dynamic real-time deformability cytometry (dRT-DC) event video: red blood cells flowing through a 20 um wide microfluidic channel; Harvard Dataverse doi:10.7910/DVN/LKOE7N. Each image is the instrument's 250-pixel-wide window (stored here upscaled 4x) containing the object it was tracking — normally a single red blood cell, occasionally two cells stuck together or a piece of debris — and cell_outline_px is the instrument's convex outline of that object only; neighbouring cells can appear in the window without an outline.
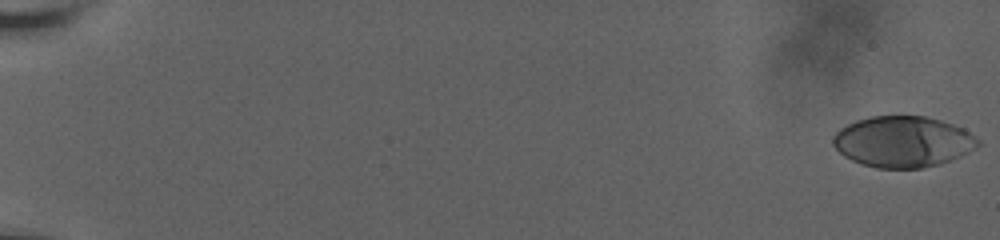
{"species": "human", "species_latin": "Homo sapiens", "temperature_condition": "room temperature", "stored_images_in_passage": 50, "camera_frame_rate_fps": 3000, "um_per_image_px": 0.085, "donor": {"sex": "male"}, "frame": {"image": 1, "passage_image": 1, "time_ms": 0.0, "image_size_px": [1000, 240], "cell_outline_px": [[980, 144], [976, 148], [960, 156], [940, 164], [920, 168], [876, 168], [860, 164], [844, 156], [832, 144], [832, 136], [840, 128], [856, 120], [872, 116], [924, 116], [940, 120], [964, 128], [980, 140]], "centroid_in_image_um": [76.74, 12.04], "position_along_channel_um": 8.3, "area_um2": 43.18}}
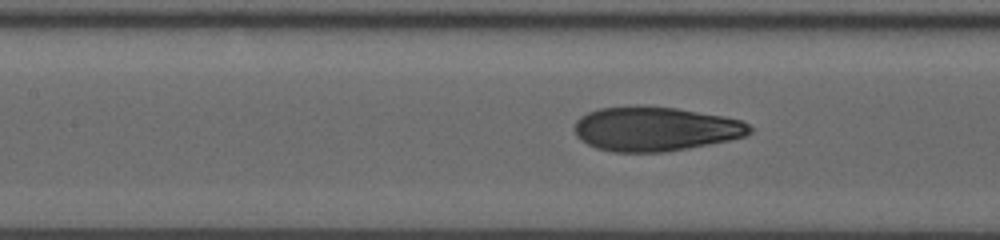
{"frame": {"image": 2, "passage_image": 26, "time_ms": 10.0, "image_size_px": [1000, 240], "cell_outline_px": [[752, 132], [744, 136], [728, 140], [688, 148], [664, 152], [612, 152], [596, 148], [580, 140], [576, 136], [576, 120], [580, 116], [588, 112], [600, 108], [640, 104], [676, 108], [724, 116], [740, 120], [748, 124], [752, 128]], "centroid_in_image_um": [55.67, 10.94], "position_along_channel_um": 151.7, "area_um2": 45.49}}
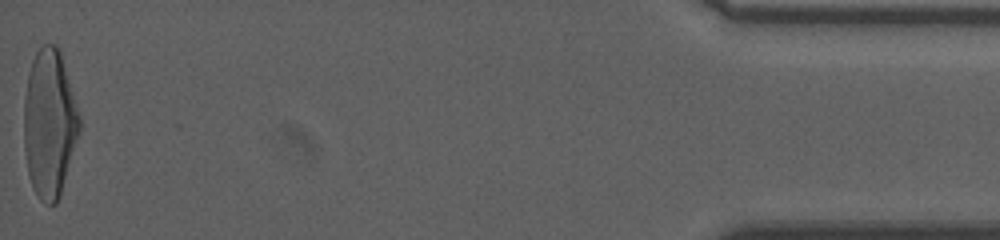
{"frame": {"image": 3, "passage_image": 50, "time_ms": 20.0, "image_size_px": [1000, 240], "cell_outline_px": [[80, 128], [60, 196], [56, 204], [44, 204], [40, 200], [32, 188], [28, 176], [24, 148], [24, 96], [28, 72], [32, 60], [36, 52], [44, 44], [56, 44], [60, 48], [80, 116]], "centroid_in_image_um": [4.19, 10.48], "position_along_channel_um": 431.0, "area_um2": 48.15}, "authors_computed_cell_mechanics": {"area_um2": 45.1418, "velocity_mm_per_s": 3.6626, "shape_relaxation_time_tau1_ms": 5.3202, "shape_relaxation_time_tau2_ms": 0.878, "deformation_change_tau1": 0.224, "deformation_change_tau2": 0.0743}}